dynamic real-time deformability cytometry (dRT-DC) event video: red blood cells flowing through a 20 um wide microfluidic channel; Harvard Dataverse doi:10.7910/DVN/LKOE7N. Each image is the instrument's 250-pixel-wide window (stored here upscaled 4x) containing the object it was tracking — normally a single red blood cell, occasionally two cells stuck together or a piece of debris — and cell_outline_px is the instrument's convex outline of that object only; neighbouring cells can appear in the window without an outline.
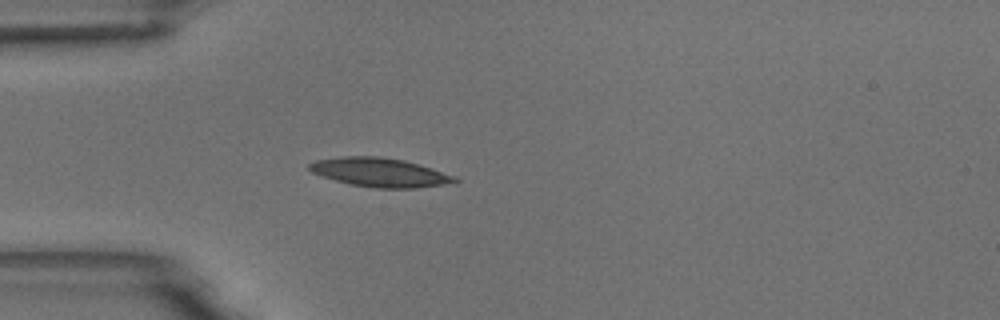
{"species": "common noctule bat (a hibernating species)", "species_latin": "Nyctalus noctula", "temperature_condition": "room temperature", "stored_images_in_passage": 1, "camera_frame_rate_fps": 3000, "um_per_image_px": 0.085, "animal": {"sex": "male", "body_mass_g": 18.8}, "frame": {"image": 1, "passage_image": 1, "time_ms": 0.0, "image_size_px": [1000, 320], "cell_outline_px": [[460, 180], [456, 184], [416, 188], [376, 188], [352, 184], [336, 180], [312, 172], [308, 168], [308, 164], [316, 160], [340, 156], [380, 156], [404, 160], [420, 164], [456, 176]], "centroid_in_image_um": [32.38, 14.65], "position_along_channel_um": 52.6, "area_um2": 24.74}}